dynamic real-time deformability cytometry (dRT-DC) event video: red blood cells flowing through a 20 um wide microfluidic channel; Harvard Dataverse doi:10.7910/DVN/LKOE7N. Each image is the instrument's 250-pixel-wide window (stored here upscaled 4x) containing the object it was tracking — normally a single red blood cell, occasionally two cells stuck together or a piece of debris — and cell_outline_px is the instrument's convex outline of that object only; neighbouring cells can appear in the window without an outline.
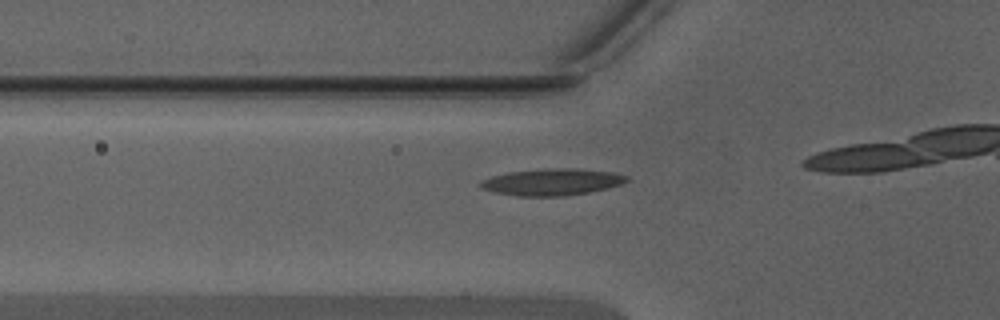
{"species": "Egyptian fruit bat (a non-hibernating species)", "species_latin": "Rousettus aegyptiacus", "temperature_condition": "warm", "stored_images_in_passage": 7, "camera_frame_rate_fps": 3000, "um_per_image_px": 0.085, "animal": {"sex": "male"}, "frame": {"image": 1, "passage_image": 3, "time_ms": 0.667, "image_size_px": [1000, 320], "cell_outline_px": [[628, 180], [620, 184], [608, 188], [588, 192], [564, 196], [516, 196], [492, 192], [480, 188], [480, 180], [492, 176], [508, 172], [548, 168], [576, 168], [612, 172], [628, 176]], "centroid_in_image_um": [46.88, 15.47], "position_along_channel_um": 78.9, "area_um2": 22.83}}